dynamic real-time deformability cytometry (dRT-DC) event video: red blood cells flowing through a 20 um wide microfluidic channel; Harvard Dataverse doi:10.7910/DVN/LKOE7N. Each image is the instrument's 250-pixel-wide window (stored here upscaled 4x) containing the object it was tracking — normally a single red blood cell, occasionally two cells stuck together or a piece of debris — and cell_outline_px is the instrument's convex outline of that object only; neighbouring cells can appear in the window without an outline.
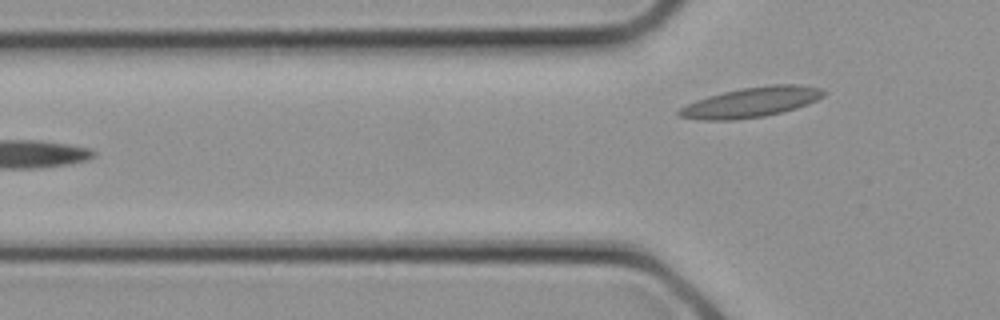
{"species": "common noctule bat (a hibernating species)", "species_latin": "Nyctalus noctula", "temperature_condition": "cold", "stored_images_in_passage": 5, "camera_frame_rate_fps": 3000, "um_per_image_px": 0.085, "animal": {"sex": "female", "body_mass_g": 21.9}, "frame": {"image": 1, "passage_image": 5, "time_ms": 1.333, "image_size_px": [1000, 320], "cell_outline_px": [[828, 92], [824, 96], [808, 104], [784, 112], [764, 116], [736, 120], [700, 120], [680, 116], [676, 112], [680, 108], [696, 100], [708, 96], [740, 88], [772, 84], [796, 84], [824, 88]], "centroid_in_image_um": [63.91, 8.68], "position_along_channel_um": 61.9, "area_um2": 25.49}}